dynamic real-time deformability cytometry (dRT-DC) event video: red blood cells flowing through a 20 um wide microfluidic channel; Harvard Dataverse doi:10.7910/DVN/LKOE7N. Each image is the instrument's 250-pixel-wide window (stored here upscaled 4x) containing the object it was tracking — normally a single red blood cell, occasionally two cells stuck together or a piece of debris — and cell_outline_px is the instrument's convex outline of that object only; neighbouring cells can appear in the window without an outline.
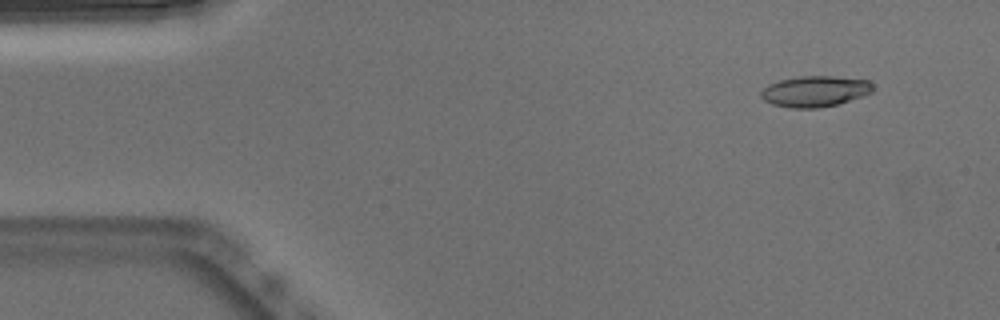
{"species": "Egyptian fruit bat (a non-hibernating species)", "species_latin": "Rousettus aegyptiacus", "temperature_condition": "warm", "stored_images_in_passage": 50, "camera_frame_rate_fps": 3000, "um_per_image_px": 0.085, "animal": {"sex": "male"}, "frame": {"image": 1, "passage_image": 3, "time_ms": 0.667, "image_size_px": [1000, 320], "cell_outline_px": [[872, 92], [836, 104], [820, 108], [792, 108], [772, 104], [764, 100], [760, 96], [760, 92], [768, 84], [780, 80], [800, 76], [832, 76], [868, 80], [872, 84]], "centroid_in_image_um": [69.23, 7.76], "position_along_channel_um": 15.8, "area_um2": 19.94}}
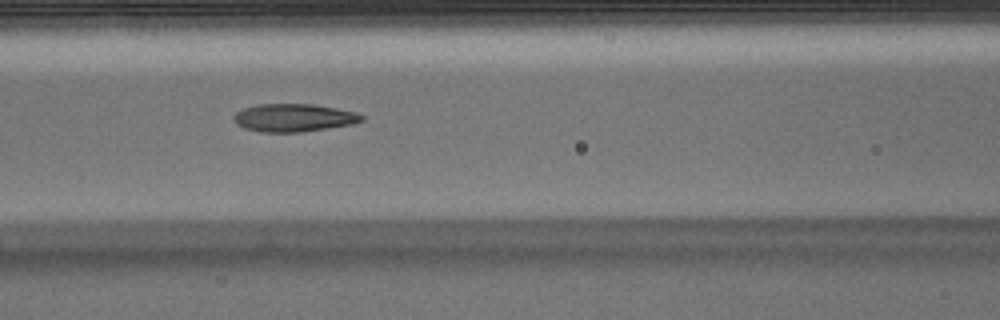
{"frame": {"image": 2, "passage_image": 20, "time_ms": 6.333, "image_size_px": [1000, 320], "cell_outline_px": [[364, 120], [352, 124], [300, 132], [260, 132], [244, 128], [236, 124], [232, 116], [236, 112], [244, 108], [256, 104], [312, 104], [336, 108], [356, 112], [364, 116]], "centroid_in_image_um": [24.94, 10.0], "position_along_channel_um": 141.7, "area_um2": 20.81}}
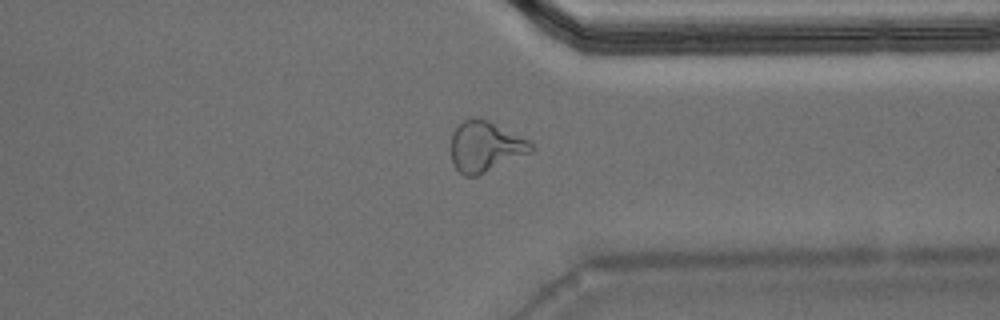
{"frame": {"image": 3, "passage_image": 38, "time_ms": 12.333, "image_size_px": [1000, 320], "cell_outline_px": [[536, 148], [532, 152], [476, 176], [464, 176], [452, 164], [452, 132], [464, 116], [480, 116], [528, 140]], "centroid_in_image_um": [41.22, 12.41], "position_along_channel_um": 370.2, "area_um2": 23.81}, "authors_computed_cell_mechanics": {"area_um2": 20.7502, "velocity_mm_per_s": 3.8538, "shape_relaxation_time_tau1_ms": null, "shape_relaxation_time_tau2_ms": 2.2407, "deformation_change_tau1": null, "deformation_change_tau2": 0.1174}}